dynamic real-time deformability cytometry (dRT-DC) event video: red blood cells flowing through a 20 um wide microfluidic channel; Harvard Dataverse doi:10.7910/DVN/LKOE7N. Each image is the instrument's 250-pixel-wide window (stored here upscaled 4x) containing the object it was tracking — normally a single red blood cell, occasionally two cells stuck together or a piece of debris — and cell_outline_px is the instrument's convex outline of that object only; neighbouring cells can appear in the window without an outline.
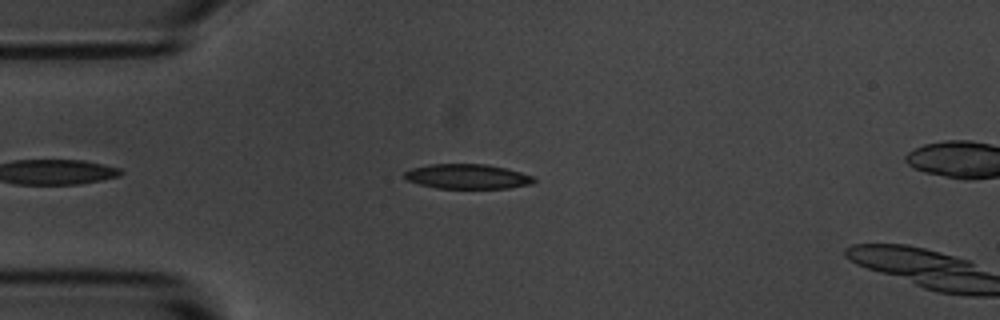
{"species": "common noctule bat (a hibernating species)", "species_latin": "Nyctalus noctula", "temperature_condition": "room temperature", "stored_images_in_passage": 3, "camera_frame_rate_fps": 3000, "um_per_image_px": 0.085, "animal": {"sex": "male", "body_mass_g": 20.1, "forearm_length_mm": 53.5}, "frame": {"image": 1, "passage_image": 1, "time_ms": 0.0, "image_size_px": [1000, 320], "cell_outline_px": [[536, 180], [532, 184], [508, 188], [436, 188], [420, 184], [408, 180], [404, 176], [404, 172], [412, 168], [428, 164], [484, 164], [504, 168], [536, 176]], "centroid_in_image_um": [39.75, 15.0], "position_along_channel_um": 45.2, "area_um2": 18.61}}